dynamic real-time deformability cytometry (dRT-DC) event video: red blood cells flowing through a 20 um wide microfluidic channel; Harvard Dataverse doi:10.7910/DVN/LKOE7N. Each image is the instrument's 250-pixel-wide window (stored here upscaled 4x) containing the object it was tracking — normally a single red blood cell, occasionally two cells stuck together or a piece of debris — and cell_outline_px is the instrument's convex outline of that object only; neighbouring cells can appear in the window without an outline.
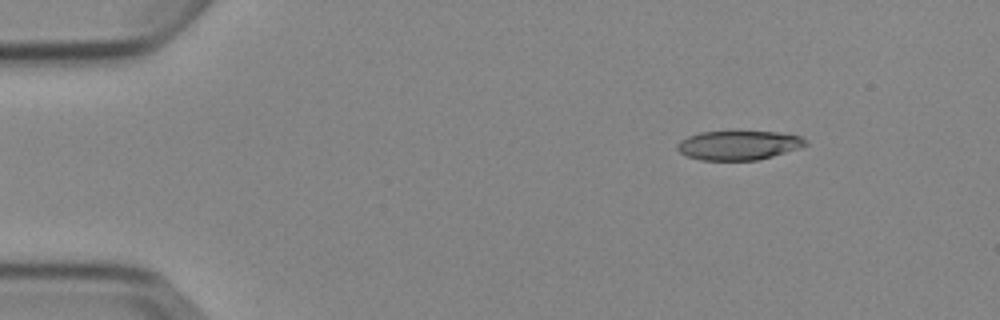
{"species": "Egyptian fruit bat (a non-hibernating species)", "species_latin": "Rousettus aegyptiacus", "temperature_condition": "cold", "stored_images_in_passage": 5, "camera_frame_rate_fps": 3000, "um_per_image_px": 0.085, "animal": {"sex": "female"}, "frame": {"image": 1, "passage_image": 5, "time_ms": 4.667, "image_size_px": [1000, 320], "cell_outline_px": [[808, 144], [772, 156], [756, 160], [700, 160], [684, 156], [676, 148], [676, 144], [680, 140], [688, 136], [700, 132], [732, 128], [740, 128], [776, 132], [800, 136], [808, 140]], "centroid_in_image_um": [62.71, 12.28], "position_along_channel_um": 22.3, "area_um2": 22.89}}